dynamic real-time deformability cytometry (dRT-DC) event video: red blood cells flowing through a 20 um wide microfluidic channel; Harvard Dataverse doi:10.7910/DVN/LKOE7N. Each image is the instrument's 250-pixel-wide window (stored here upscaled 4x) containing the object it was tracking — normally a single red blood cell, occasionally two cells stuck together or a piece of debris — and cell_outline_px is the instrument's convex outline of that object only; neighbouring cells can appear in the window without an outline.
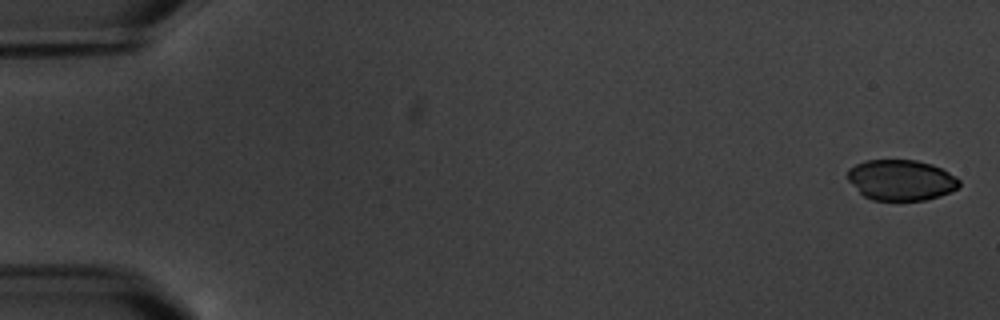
{"species": "common noctule bat (a hibernating species)", "species_latin": "Nyctalus noctula", "temperature_condition": "warm", "stored_images_in_passage": 11, "camera_frame_rate_fps": 3000, "um_per_image_px": 0.085, "animal": {"sex": "male", "body_mass_g": 20.1, "forearm_length_mm": 53.5}, "frame": {"image": 1, "passage_image": 1, "time_ms": 0.0, "image_size_px": [1000, 320], "cell_outline_px": [[960, 184], [956, 188], [940, 196], [924, 200], [872, 200], [864, 196], [848, 180], [848, 168], [864, 160], [916, 160], [932, 164], [956, 176], [960, 180]], "centroid_in_image_um": [76.58, 15.3], "position_along_channel_um": 8.4, "area_um2": 26.36}}
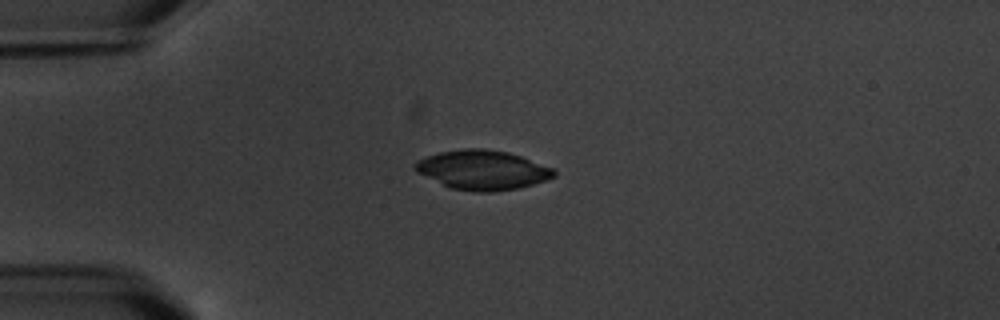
{"frame": {"image": 2, "passage_image": 5, "time_ms": 4.667, "image_size_px": [1000, 320], "cell_outline_px": [[556, 176], [548, 180], [520, 188], [492, 192], [472, 192], [448, 188], [416, 172], [412, 168], [412, 164], [416, 160], [440, 152], [464, 148], [488, 148], [508, 152], [520, 156], [552, 168], [556, 172]], "centroid_in_image_um": [40.98, 14.46], "position_along_channel_um": 44.0, "area_um2": 32.37}}